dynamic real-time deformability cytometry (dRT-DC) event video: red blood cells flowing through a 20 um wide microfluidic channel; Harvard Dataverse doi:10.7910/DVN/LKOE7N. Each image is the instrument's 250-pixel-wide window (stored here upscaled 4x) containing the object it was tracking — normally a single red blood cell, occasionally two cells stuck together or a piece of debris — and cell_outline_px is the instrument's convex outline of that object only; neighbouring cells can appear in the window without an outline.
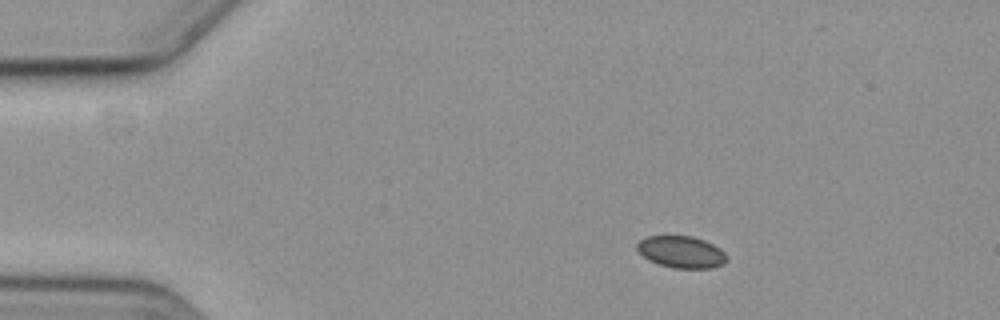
{"species": "common noctule bat (a hibernating species)", "species_latin": "Nyctalus noctula", "temperature_condition": "cold", "stored_images_in_passage": 4, "camera_frame_rate_fps": 3000, "um_per_image_px": 0.085, "animal": {"sex": "female", "body_mass_g": 19.3, "forearm_length_mm": 54.1}, "frame": {"image": 1, "passage_image": 2, "time_ms": 1.333, "image_size_px": [1000, 320], "cell_outline_px": [[728, 260], [724, 264], [712, 268], [672, 268], [648, 260], [636, 248], [636, 244], [640, 240], [648, 236], [692, 236], [704, 240], [720, 248], [728, 256]], "centroid_in_image_um": [57.94, 21.42], "position_along_channel_um": 27.1, "area_um2": 16.7}}
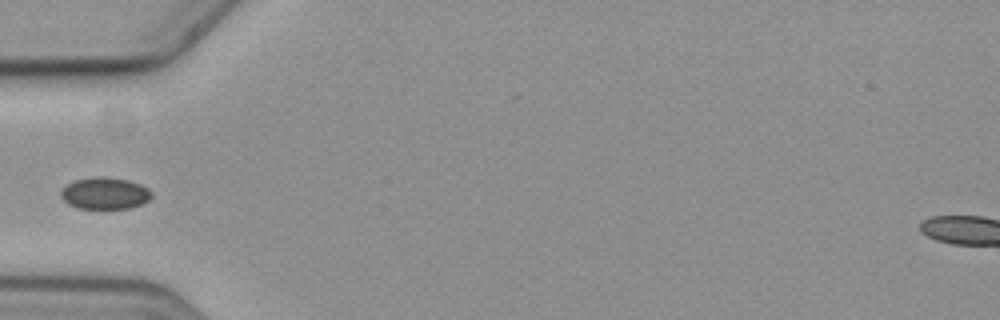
{"frame": {"image": 2, "passage_image": 4, "time_ms": 4.667, "image_size_px": [1000, 320], "cell_outline_px": [[152, 196], [144, 204], [132, 208], [76, 208], [68, 204], [60, 196], [60, 192], [72, 180], [128, 180], [140, 184], [148, 188], [152, 192]], "centroid_in_image_um": [8.95, 16.5], "position_along_channel_um": 76.0, "area_um2": 16.07}}